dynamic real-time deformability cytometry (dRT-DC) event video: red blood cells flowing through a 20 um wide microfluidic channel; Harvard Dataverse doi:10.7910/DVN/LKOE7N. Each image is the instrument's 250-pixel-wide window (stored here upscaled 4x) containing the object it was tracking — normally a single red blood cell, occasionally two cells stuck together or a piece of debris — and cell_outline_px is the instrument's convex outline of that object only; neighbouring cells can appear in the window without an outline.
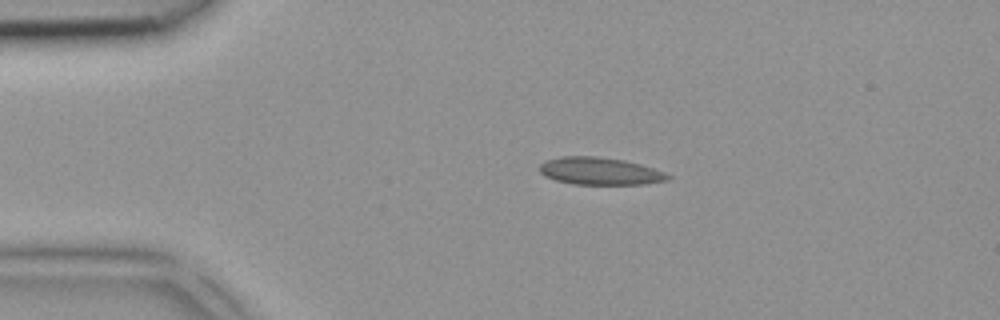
{"species": "common noctule bat (a hibernating species)", "species_latin": "Nyctalus noctula", "temperature_condition": "room temperature", "stored_images_in_passage": 2, "camera_frame_rate_fps": 3000, "um_per_image_px": 0.085, "animal": {"sex": "female", "body_mass_g": 18.4}, "frame": {"image": 1, "passage_image": 1, "time_ms": 0.0, "image_size_px": [1000, 320], "cell_outline_px": [[672, 176], [668, 180], [644, 184], [572, 184], [556, 180], [544, 176], [540, 172], [540, 164], [544, 160], [560, 156], [596, 156], [624, 160], [640, 164], [664, 172]], "centroid_in_image_um": [50.96, 14.54], "position_along_channel_um": 34.0, "area_um2": 20.52}}